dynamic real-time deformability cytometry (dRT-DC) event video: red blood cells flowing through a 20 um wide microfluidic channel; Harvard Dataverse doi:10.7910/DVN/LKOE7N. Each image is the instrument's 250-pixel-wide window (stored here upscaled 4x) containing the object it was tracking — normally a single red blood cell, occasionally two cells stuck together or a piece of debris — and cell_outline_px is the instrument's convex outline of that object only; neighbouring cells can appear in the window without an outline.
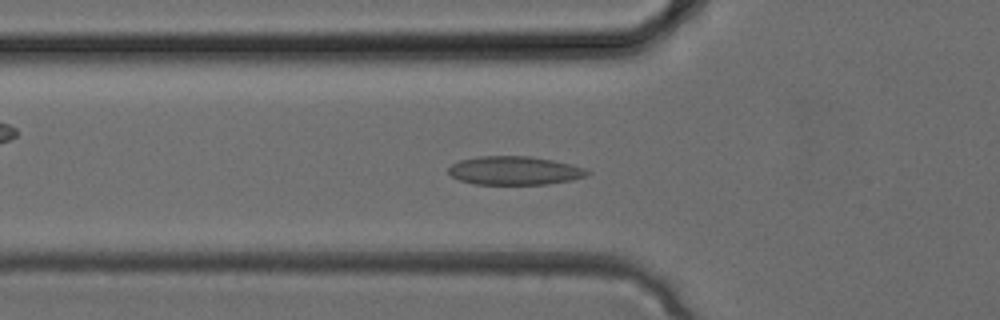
{"species": "common noctule bat (a hibernating species)", "species_latin": "Nyctalus noctula", "temperature_condition": "cold", "stored_images_in_passage": 33, "camera_frame_rate_fps": 3000, "um_per_image_px": 0.085, "animal": {"sex": "female", "body_mass_g": 24.6, "forearm_length_mm": 56.2}, "frame": {"image": 1, "passage_image": 11, "time_ms": 3.333, "image_size_px": [1000, 320], "cell_outline_px": [[592, 172], [584, 176], [572, 180], [548, 184], [476, 184], [460, 180], [452, 176], [448, 172], [448, 168], [452, 164], [460, 160], [476, 156], [528, 156], [552, 160], [572, 164], [584, 168]], "centroid_in_image_um": [43.73, 14.49], "position_along_channel_um": 82.1, "area_um2": 23.06}}
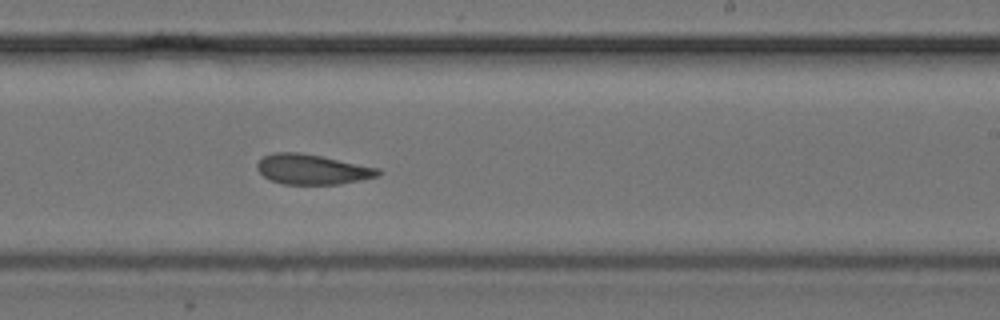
{"frame": {"image": 2, "passage_image": 20, "time_ms": 6.333, "image_size_px": [1000, 320], "cell_outline_px": [[384, 172], [376, 176], [360, 180], [340, 184], [284, 184], [272, 180], [264, 176], [256, 168], [256, 164], [264, 156], [276, 152], [300, 152], [380, 168]], "centroid_in_image_um": [26.55, 14.39], "position_along_channel_um": 262.4, "area_um2": 21.04}}
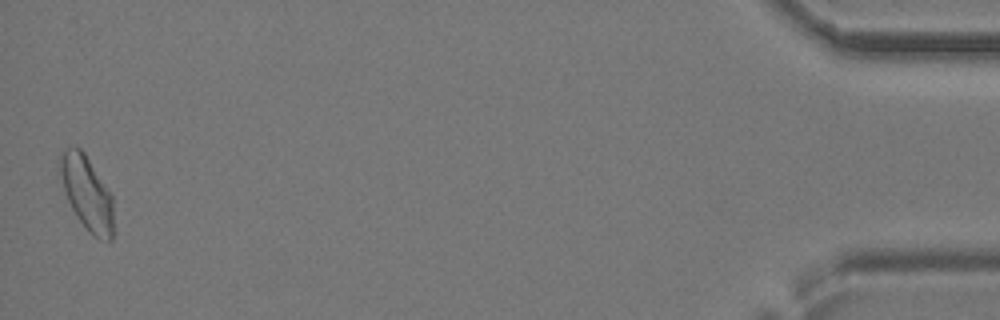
{"frame": {"image": 3, "passage_image": 33, "time_ms": 10.667, "image_size_px": [1000, 320], "cell_outline_px": [[112, 240], [100, 240], [76, 216], [64, 192], [60, 172], [60, 152], [72, 144], [80, 148], [84, 152], [112, 196]], "centroid_in_image_um": [7.36, 16.35], "position_along_channel_um": 427.8, "area_um2": 22.48}}